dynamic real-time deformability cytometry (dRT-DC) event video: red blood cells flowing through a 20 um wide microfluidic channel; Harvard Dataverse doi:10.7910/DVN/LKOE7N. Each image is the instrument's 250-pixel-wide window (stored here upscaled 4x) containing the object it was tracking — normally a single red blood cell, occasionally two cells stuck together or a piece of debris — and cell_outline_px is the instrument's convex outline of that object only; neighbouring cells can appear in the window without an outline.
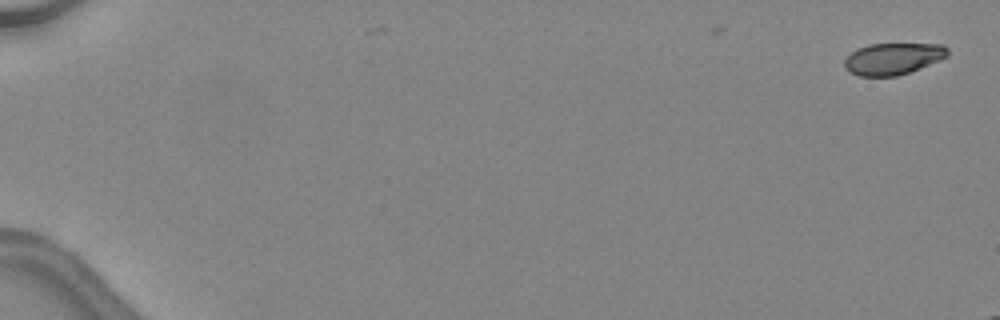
{"species": "common noctule bat (a hibernating species)", "species_latin": "Nyctalus noctula", "temperature_condition": "warm", "stored_images_in_passage": 11, "camera_frame_rate_fps": 3000, "um_per_image_px": 0.085, "animal": {"sex": "female", "body_mass_g": 24.6, "forearm_length_mm": 56.2}, "frame": {"image": 1, "passage_image": 1, "time_ms": 0.0, "image_size_px": [1000, 320], "cell_outline_px": [[948, 56], [940, 60], [920, 68], [896, 76], [860, 76], [848, 72], [844, 68], [844, 60], [856, 48], [868, 44], [944, 44], [948, 48]], "centroid_in_image_um": [75.89, 4.99], "position_along_channel_um": 9.1, "area_um2": 19.13}}